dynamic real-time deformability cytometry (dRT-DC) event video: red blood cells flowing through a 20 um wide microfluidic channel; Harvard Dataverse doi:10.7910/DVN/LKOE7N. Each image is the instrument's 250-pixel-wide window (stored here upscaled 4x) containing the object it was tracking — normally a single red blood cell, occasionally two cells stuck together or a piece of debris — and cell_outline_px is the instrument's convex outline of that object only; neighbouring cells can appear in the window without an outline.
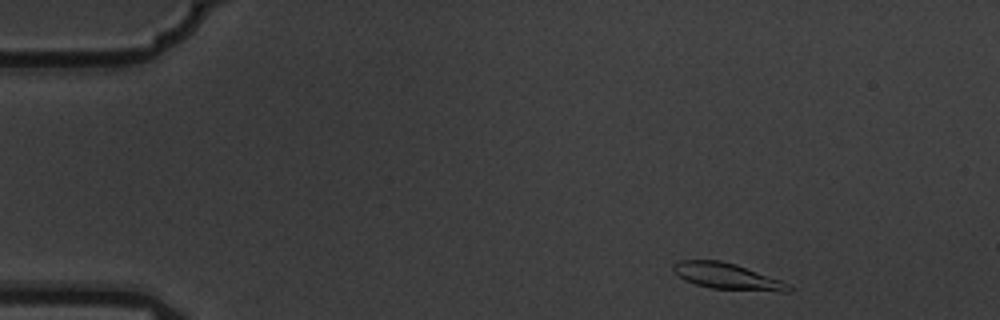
{"species": "common noctule bat (a hibernating species)", "species_latin": "Nyctalus noctula", "temperature_condition": "warm", "stored_images_in_passage": 9, "camera_frame_rate_fps": 3000, "um_per_image_px": 0.085, "animal": {"sex": "male", "body_mass_g": 19.5, "forearm_length_mm": 54.6}, "frame": {"image": 1, "passage_image": 1, "time_ms": 0.0, "image_size_px": [1000, 320], "cell_outline_px": [[792, 292], [780, 292], [712, 288], [696, 284], [684, 280], [672, 268], [672, 264], [676, 260], [720, 260], [736, 264], [792, 284]], "centroid_in_image_um": [61.86, 23.49], "position_along_channel_um": 23.1, "area_um2": 17.69}}
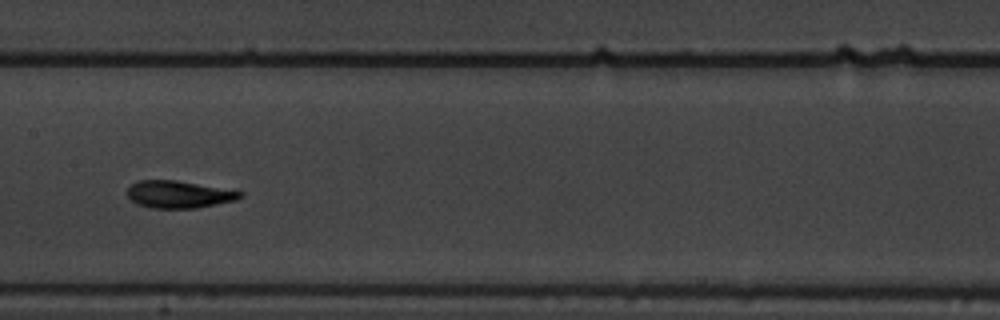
{"frame": {"image": 2, "passage_image": 7, "time_ms": 2.0, "image_size_px": [1000, 320], "cell_outline_px": [[244, 196], [236, 200], [196, 208], [152, 208], [136, 204], [128, 196], [128, 188], [132, 184], [140, 180], [176, 180], [244, 192]], "centroid_in_image_um": [15.21, 16.52], "position_along_channel_um": 192.2, "area_um2": 17.8}}
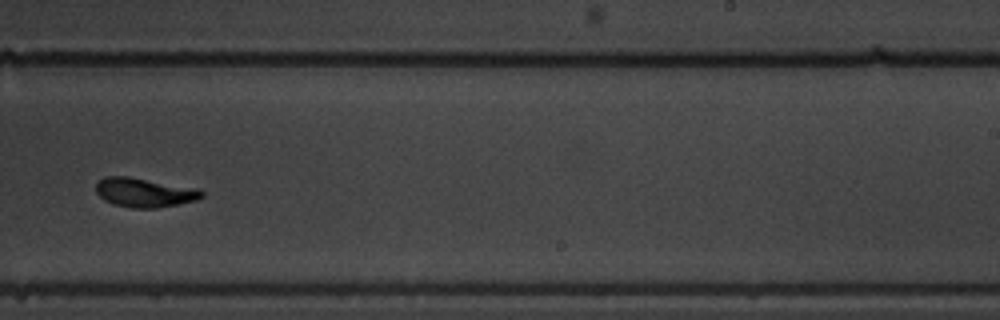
{"frame": {"image": 3, "passage_image": 9, "time_ms": 2.667, "image_size_px": [1000, 320], "cell_outline_px": [[204, 196], [196, 200], [180, 204], [156, 208], [132, 208], [112, 204], [104, 200], [96, 192], [96, 184], [104, 176], [128, 176], [200, 188], [204, 192]], "centroid_in_image_um": [12.31, 16.36], "position_along_channel_um": 276.7, "area_um2": 18.26}}